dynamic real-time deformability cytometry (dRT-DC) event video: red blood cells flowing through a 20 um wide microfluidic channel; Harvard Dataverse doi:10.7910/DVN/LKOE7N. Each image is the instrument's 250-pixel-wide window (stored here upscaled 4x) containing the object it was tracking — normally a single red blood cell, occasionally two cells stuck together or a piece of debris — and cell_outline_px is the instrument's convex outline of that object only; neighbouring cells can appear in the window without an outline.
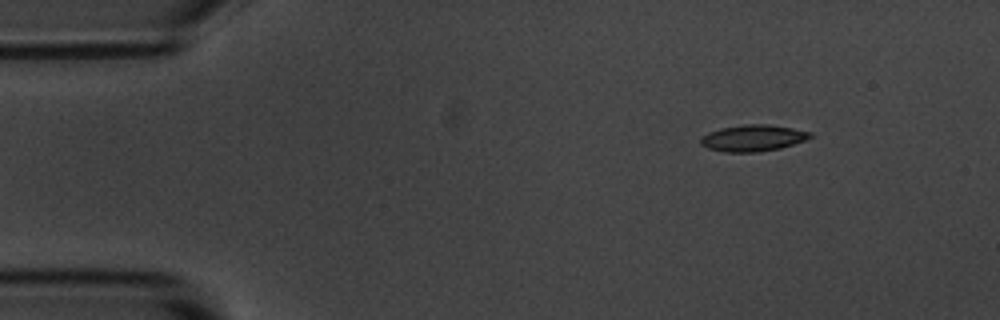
{"species": "common noctule bat (a hibernating species)", "species_latin": "Nyctalus noctula", "temperature_condition": "room temperature", "stored_images_in_passage": 5, "camera_frame_rate_fps": 3000, "um_per_image_px": 0.085, "animal": {"sex": "male", "body_mass_g": 20.1, "forearm_length_mm": 53.5}, "frame": {"image": 1, "passage_image": 1, "time_ms": 0.0, "image_size_px": [1000, 320], "cell_outline_px": [[812, 136], [804, 140], [780, 148], [756, 152], [724, 152], [708, 148], [700, 144], [700, 136], [708, 132], [720, 128], [744, 124], [768, 124], [792, 128], [812, 132]], "centroid_in_image_um": [63.95, 11.72], "position_along_channel_um": 21.0, "area_um2": 16.88}}
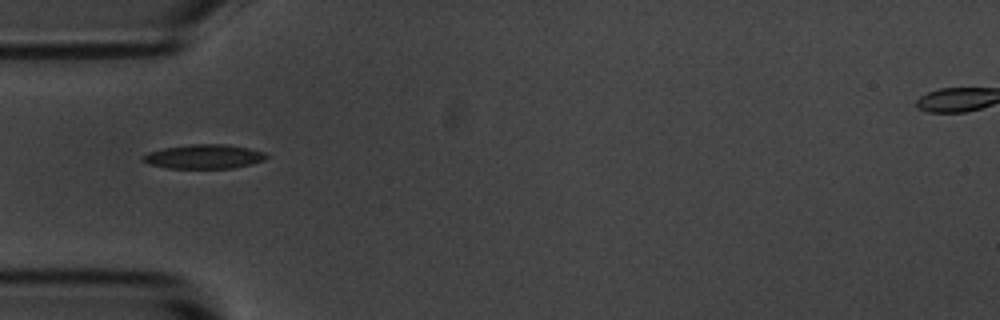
{"frame": {"image": 2, "passage_image": 4, "time_ms": 1.0, "image_size_px": [1000, 320], "cell_outline_px": [[268, 156], [264, 160], [252, 164], [232, 168], [168, 168], [148, 164], [140, 160], [140, 156], [148, 152], [164, 148], [192, 144], [228, 144], [248, 148], [264, 152]], "centroid_in_image_um": [17.3, 13.31], "position_along_channel_um": 67.7, "area_um2": 17.51}}